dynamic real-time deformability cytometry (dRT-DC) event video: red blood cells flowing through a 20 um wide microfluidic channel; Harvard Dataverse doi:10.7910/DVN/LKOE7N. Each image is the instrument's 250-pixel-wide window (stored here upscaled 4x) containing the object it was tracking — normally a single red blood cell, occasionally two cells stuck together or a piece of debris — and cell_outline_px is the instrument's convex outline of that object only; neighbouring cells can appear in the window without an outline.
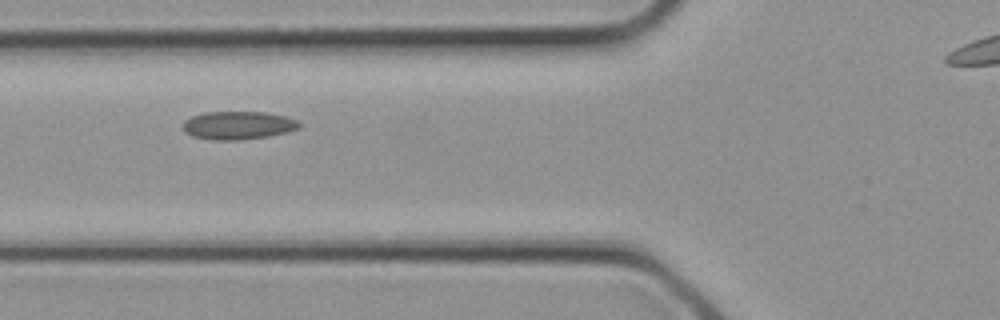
{"species": "common noctule bat (a hibernating species)", "species_latin": "Nyctalus noctula", "temperature_condition": "cold", "stored_images_in_passage": 5, "segment_of_instrument_passage": [1, 2], "camera_frame_rate_fps": 3000, "um_per_image_px": 0.085, "animal": {"sex": "female", "body_mass_g": 21.9}, "frame": {"image": 1, "passage_image": 4, "time_ms": 1.0, "image_size_px": [1000, 320], "cell_outline_px": [[300, 128], [288, 132], [268, 136], [240, 140], [212, 140], [192, 136], [184, 132], [184, 120], [192, 116], [204, 112], [264, 112], [284, 116], [296, 120], [300, 124]], "centroid_in_image_um": [20.22, 10.66], "position_along_channel_um": 105.6, "area_um2": 19.07}}